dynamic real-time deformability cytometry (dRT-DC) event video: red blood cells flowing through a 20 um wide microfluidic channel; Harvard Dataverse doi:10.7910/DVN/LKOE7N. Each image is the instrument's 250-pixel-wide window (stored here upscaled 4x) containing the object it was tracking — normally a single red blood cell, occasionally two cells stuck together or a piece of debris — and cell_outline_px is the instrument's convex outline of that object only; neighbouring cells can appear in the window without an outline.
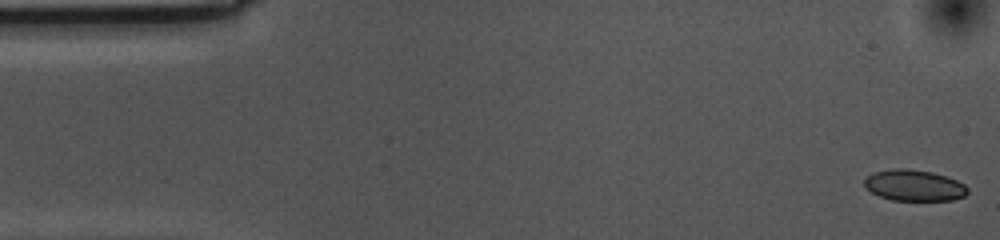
{"species": "common noctule bat (a hibernating species)", "species_latin": "Nyctalus noctula", "temperature_condition": "cold", "stored_images_in_passage": 56, "segment_of_instrument_passage": [1, 2], "camera_frame_rate_fps": 3000, "um_per_image_px": 0.085, "animal": {"sex": "female", "body_mass_g": 10.0, "forearm_length_mm": 53.1}, "frame": {"image": 1, "passage_image": 1, "time_ms": 0.0, "image_size_px": [1000, 240], "cell_outline_px": [[968, 192], [964, 196], [952, 200], [892, 200], [880, 196], [864, 188], [864, 180], [872, 172], [892, 168], [904, 168], [932, 172], [948, 176], [964, 184], [968, 188]], "centroid_in_image_um": [77.69, 15.75], "position_along_channel_um": 7.3, "area_um2": 18.84}}
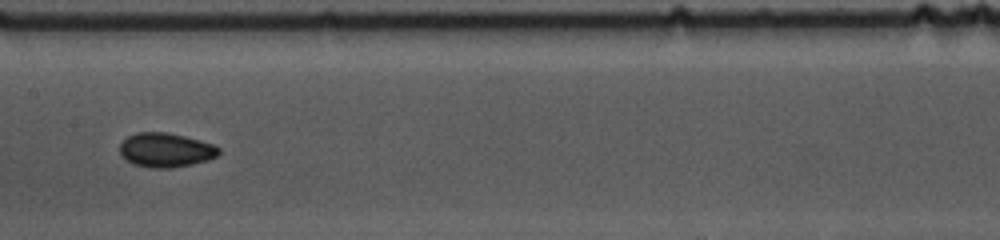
{"frame": {"image": 2, "passage_image": 26, "time_ms": 8.333, "image_size_px": [1000, 240], "cell_outline_px": [[220, 152], [216, 156], [208, 160], [192, 164], [172, 168], [152, 168], [132, 164], [120, 156], [120, 144], [128, 136], [136, 132], [168, 132], [200, 140], [212, 144], [220, 148]], "centroid_in_image_um": [14.06, 12.75], "position_along_channel_um": 193.3, "area_um2": 19.88}}
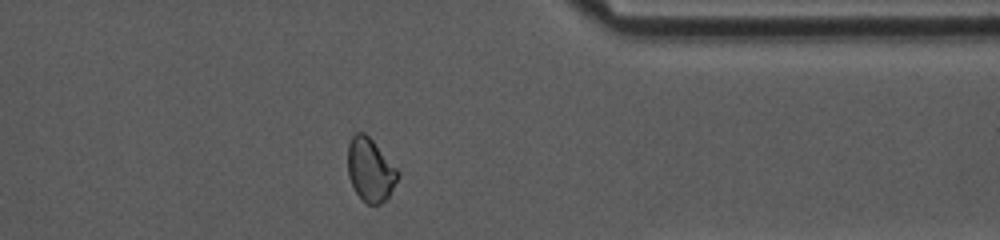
{"frame": {"image": 3, "passage_image": 43, "time_ms": 14.0, "image_size_px": [1000, 240], "cell_outline_px": [[400, 172], [388, 196], [380, 204], [368, 204], [356, 192], [348, 176], [348, 144], [352, 136], [356, 132], [364, 132], [372, 140]], "centroid_in_image_um": [31.45, 14.41], "position_along_channel_um": 379.9, "area_um2": 18.03}}